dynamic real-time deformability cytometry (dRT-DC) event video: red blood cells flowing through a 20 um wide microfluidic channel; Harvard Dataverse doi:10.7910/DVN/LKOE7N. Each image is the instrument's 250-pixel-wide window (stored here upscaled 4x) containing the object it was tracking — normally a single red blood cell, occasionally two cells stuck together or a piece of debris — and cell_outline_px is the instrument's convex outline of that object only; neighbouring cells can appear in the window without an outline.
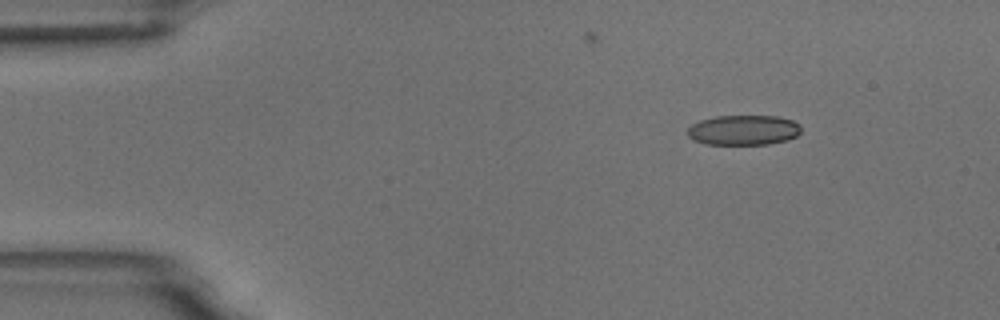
{"species": "common noctule bat (a hibernating species)", "species_latin": "Nyctalus noctula", "temperature_condition": "room temperature", "stored_images_in_passage": 5, "segment_of_instrument_passage": [1, 2], "camera_frame_rate_fps": 3000, "um_per_image_px": 0.085, "animal": {"sex": "male", "body_mass_g": 18.8}, "frame": {"image": 1, "passage_image": 2, "time_ms": 1.333, "image_size_px": [1000, 320], "cell_outline_px": [[800, 132], [796, 136], [788, 140], [768, 144], [704, 144], [692, 140], [688, 136], [688, 128], [692, 124], [700, 120], [712, 116], [776, 116], [792, 120], [800, 124]], "centroid_in_image_um": [63.18, 11.05], "position_along_channel_um": 21.8, "area_um2": 20.0}}